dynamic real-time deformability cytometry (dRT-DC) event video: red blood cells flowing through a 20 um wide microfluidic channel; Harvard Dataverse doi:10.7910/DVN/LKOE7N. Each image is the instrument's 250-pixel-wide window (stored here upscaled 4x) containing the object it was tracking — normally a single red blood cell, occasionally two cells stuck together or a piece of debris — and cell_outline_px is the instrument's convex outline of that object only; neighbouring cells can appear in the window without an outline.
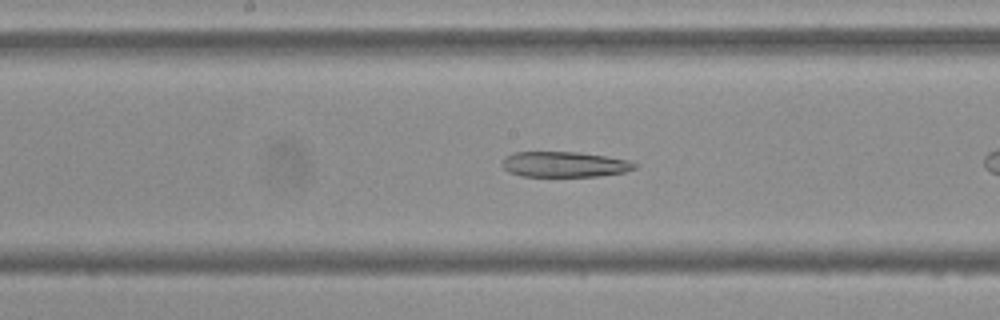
{"species": "Egyptian fruit bat (a non-hibernating species)", "species_latin": "Rousettus aegyptiacus", "temperature_condition": "cold", "stored_images_in_passage": 29, "camera_frame_rate_fps": 3000, "um_per_image_px": 0.085, "frame": {"image": 1, "passage_image": 13, "time_ms": 4.0, "image_size_px": [1000, 320], "cell_outline_px": [[640, 164], [636, 168], [624, 172], [596, 176], [520, 176], [508, 172], [500, 164], [504, 156], [516, 152], [576, 152], [604, 156], [628, 160]], "centroid_in_image_um": [47.95, 13.97], "position_along_channel_um": 200.3, "area_um2": 19.71}}
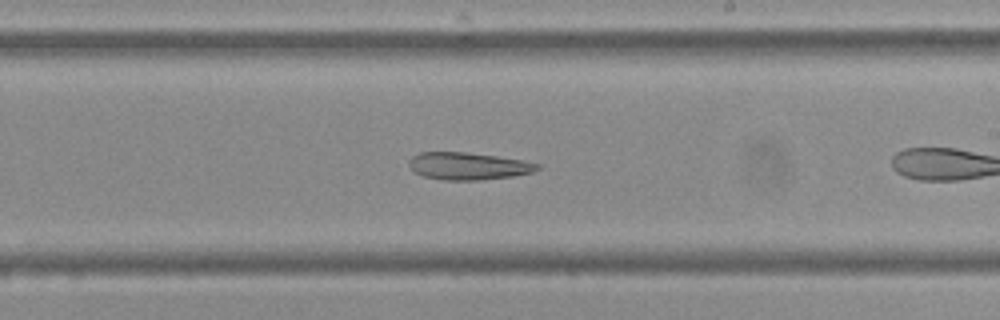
{"frame": {"image": 2, "passage_image": 17, "time_ms": 5.333, "image_size_px": [1000, 320], "cell_outline_px": [[540, 168], [532, 172], [512, 176], [480, 180], [444, 180], [424, 176], [416, 172], [408, 164], [408, 160], [412, 156], [420, 152], [468, 152], [496, 156], [520, 160], [540, 164]], "centroid_in_image_um": [39.78, 14.11], "position_along_channel_um": 249.2, "area_um2": 20.29}}